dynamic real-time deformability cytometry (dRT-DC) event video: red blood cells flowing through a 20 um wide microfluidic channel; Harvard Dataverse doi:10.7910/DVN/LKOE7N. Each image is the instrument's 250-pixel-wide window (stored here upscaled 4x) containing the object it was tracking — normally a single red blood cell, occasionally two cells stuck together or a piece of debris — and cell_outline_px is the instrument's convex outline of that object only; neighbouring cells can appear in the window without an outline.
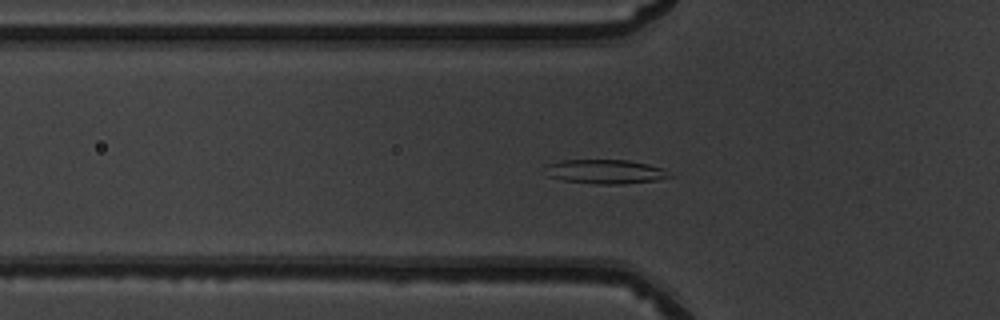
{"species": "common noctule bat (a hibernating species)", "species_latin": "Nyctalus noctula", "temperature_condition": "warm", "stored_images_in_passage": 42, "camera_frame_rate_fps": 3000, "um_per_image_px": 0.085, "animal": {"sex": "male", "body_mass_g": 19.5, "forearm_length_mm": 54.6}, "frame": {"image": 1, "passage_image": 8, "time_ms": 2.333, "image_size_px": [1000, 320], "cell_outline_px": [[676, 176], [656, 180], [624, 184], [592, 184], [564, 180], [548, 176], [544, 164], [560, 160], [628, 160], [648, 164], [664, 168]], "centroid_in_image_um": [51.48, 14.59], "position_along_channel_um": 74.3, "area_um2": 17.8}}
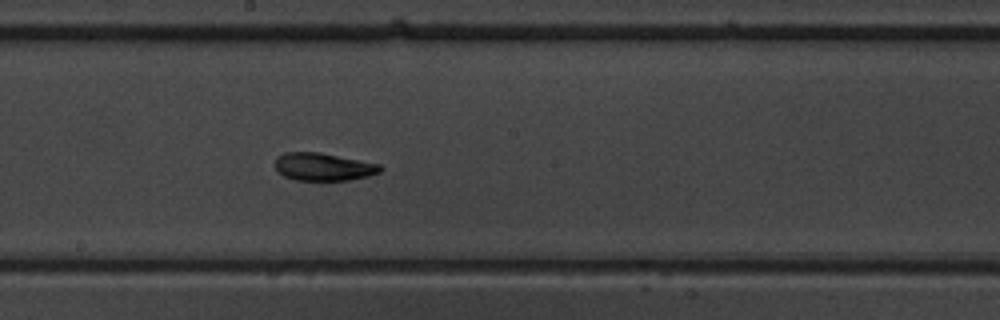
{"frame": {"image": 2, "passage_image": 19, "time_ms": 6.0, "image_size_px": [1000, 320], "cell_outline_px": [[384, 168], [380, 172], [368, 176], [348, 180], [296, 180], [284, 176], [276, 172], [276, 156], [284, 152], [320, 152], [380, 164]], "centroid_in_image_um": [27.47, 14.17], "position_along_channel_um": 220.7, "area_um2": 17.11}}
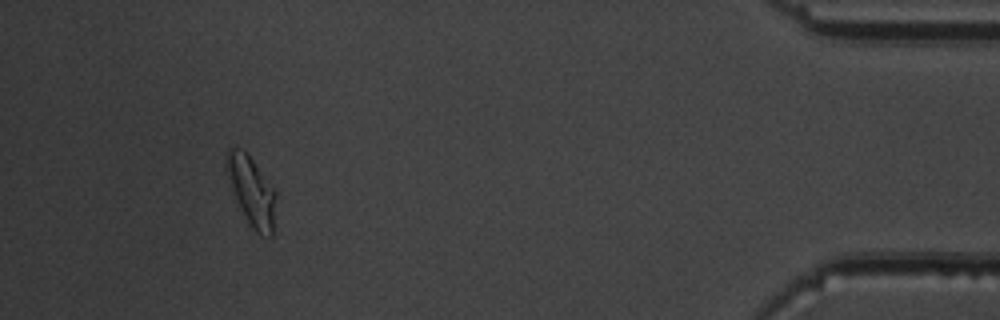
{"frame": {"image": 3, "passage_image": 38, "time_ms": 12.333, "image_size_px": [1000, 320], "cell_outline_px": [[276, 196], [272, 236], [260, 236], [252, 228], [232, 188], [224, 164], [224, 160], [228, 148], [232, 144], [244, 148], [248, 152], [276, 192]], "centroid_in_image_um": [21.37, 16.13], "position_along_channel_um": 413.8, "area_um2": 19.88}, "authors_computed_cell_mechanics": {"area_um2": 17.5134, "velocity_mm_per_s": 3.9867, "shape_relaxation_time_tau1_ms": 5.4911, "shape_relaxation_time_tau2_ms": 2.1839, "deformation_change_tau1": 0.2101, "deformation_change_tau2": 0.0881}}